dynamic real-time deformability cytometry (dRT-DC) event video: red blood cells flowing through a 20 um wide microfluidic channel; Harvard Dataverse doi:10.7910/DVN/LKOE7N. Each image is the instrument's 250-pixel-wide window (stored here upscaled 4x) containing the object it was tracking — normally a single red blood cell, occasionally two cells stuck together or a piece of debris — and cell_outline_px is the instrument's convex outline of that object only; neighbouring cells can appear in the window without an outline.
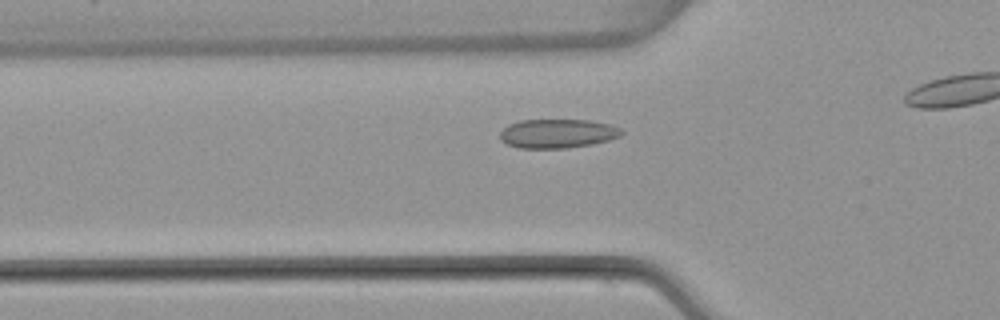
{"species": "common noctule bat (a hibernating species)", "species_latin": "Nyctalus noctula", "temperature_condition": "warm", "stored_images_in_passage": 32, "camera_frame_rate_fps": 3000, "um_per_image_px": 0.085, "animal": {"sex": "female", "body_mass_g": 22.7, "forearm_length_mm": 54.2}, "frame": {"image": 1, "passage_image": 8, "time_ms": 2.333, "image_size_px": [1000, 320], "cell_outline_px": [[624, 132], [620, 136], [608, 140], [592, 144], [568, 148], [516, 148], [500, 140], [500, 132], [508, 124], [520, 120], [592, 120], [608, 124], [620, 128]], "centroid_in_image_um": [47.37, 11.35], "position_along_channel_um": 78.4, "area_um2": 20.63}}
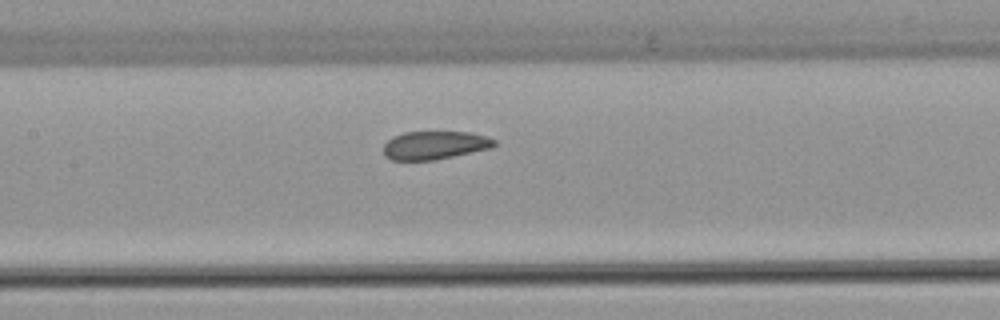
{"frame": {"image": 2, "passage_image": 15, "time_ms": 4.667, "image_size_px": [1000, 320], "cell_outline_px": [[496, 144], [492, 148], [436, 160], [392, 160], [384, 156], [384, 144], [388, 140], [404, 132], [468, 132], [488, 136], [496, 140]], "centroid_in_image_um": [36.98, 12.35], "position_along_channel_um": 170.4, "area_um2": 18.32}}
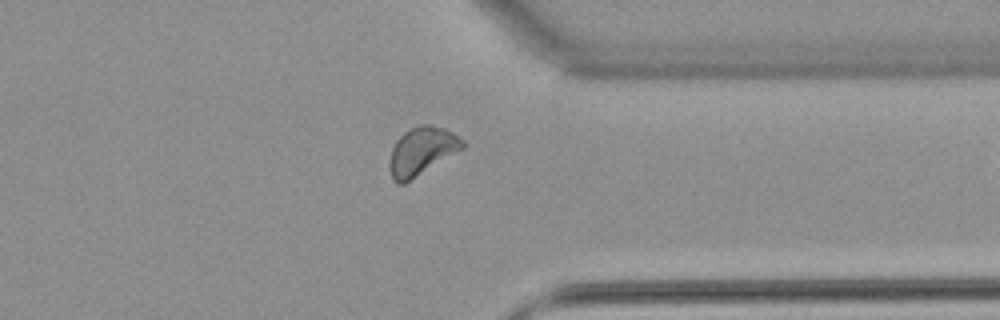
{"frame": {"image": 3, "passage_image": 31, "time_ms": 10.0, "image_size_px": [1000, 320], "cell_outline_px": [[464, 148], [404, 184], [396, 184], [392, 180], [388, 164], [392, 148], [396, 140], [404, 132], [420, 124], [428, 124], [444, 128], [452, 132], [464, 140]], "centroid_in_image_um": [35.83, 12.86], "position_along_channel_um": 375.6, "area_um2": 20.46}}